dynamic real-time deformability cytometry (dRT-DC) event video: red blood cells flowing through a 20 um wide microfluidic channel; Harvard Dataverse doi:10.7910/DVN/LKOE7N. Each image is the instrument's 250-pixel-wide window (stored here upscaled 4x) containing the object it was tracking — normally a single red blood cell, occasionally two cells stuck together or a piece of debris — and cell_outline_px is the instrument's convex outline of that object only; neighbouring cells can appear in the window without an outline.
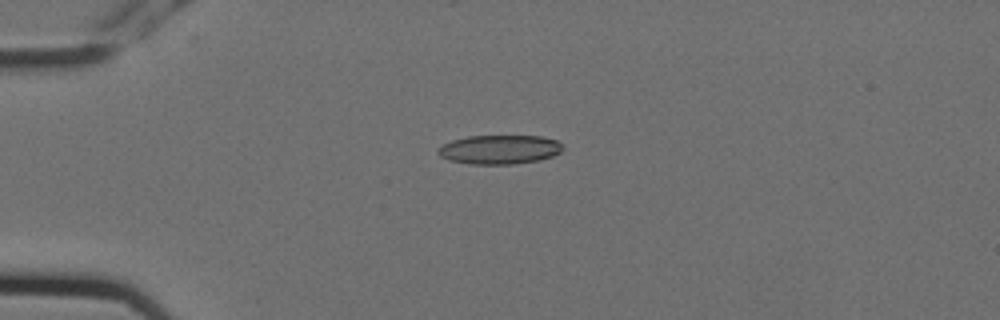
{"species": "Egyptian fruit bat (a non-hibernating species)", "species_latin": "Rousettus aegyptiacus", "temperature_condition": "cold", "stored_images_in_passage": 7, "camera_frame_rate_fps": 3000, "um_per_image_px": 0.085, "animal": {"sex": "female"}, "frame": {"image": 1, "passage_image": 5, "time_ms": 1.333, "image_size_px": [1000, 320], "cell_outline_px": [[564, 148], [560, 152], [552, 156], [540, 160], [512, 164], [468, 164], [448, 160], [440, 156], [436, 152], [436, 148], [452, 140], [468, 136], [544, 136], [556, 140], [564, 144]], "centroid_in_image_um": [42.46, 12.71], "position_along_channel_um": 42.5, "area_um2": 21.39}}
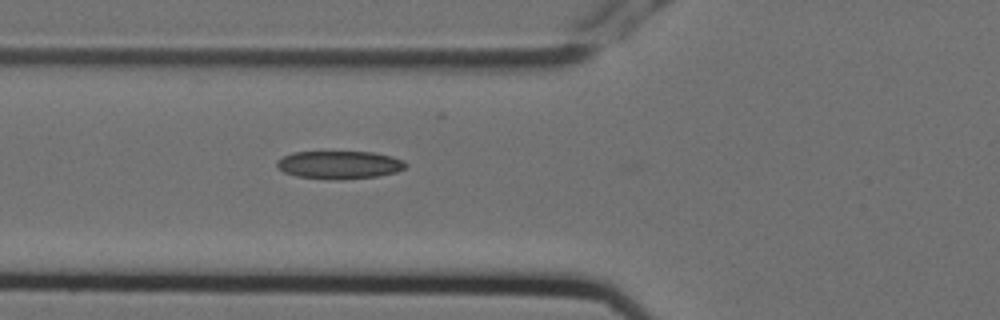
{"frame": {"image": 2, "passage_image": 7, "time_ms": 2.0, "image_size_px": [1000, 320], "cell_outline_px": [[408, 164], [404, 168], [396, 172], [376, 176], [340, 180], [328, 180], [296, 176], [284, 172], [276, 168], [276, 160], [292, 152], [372, 152], [392, 156], [404, 160]], "centroid_in_image_um": [28.82, 14.02], "position_along_channel_um": 97.0, "area_um2": 21.21}}